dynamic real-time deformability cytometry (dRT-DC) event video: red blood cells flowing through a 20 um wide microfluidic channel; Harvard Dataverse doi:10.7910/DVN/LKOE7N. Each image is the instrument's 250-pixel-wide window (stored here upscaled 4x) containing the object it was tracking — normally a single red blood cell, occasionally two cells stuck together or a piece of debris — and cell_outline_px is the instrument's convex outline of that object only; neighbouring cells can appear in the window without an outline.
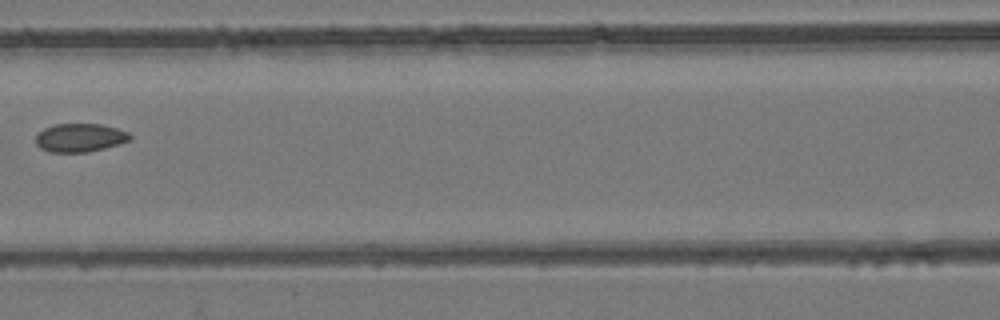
{"species": "common noctule bat (a hibernating species)", "species_latin": "Nyctalus noctula", "temperature_condition": "room temperature", "stored_images_in_passage": 6, "camera_frame_rate_fps": 3000, "um_per_image_px": 0.085, "animal": {"sex": "female", "body_mass_g": 24.6, "forearm_length_mm": 56.2}, "frame": {"image": 1, "passage_image": 6, "time_ms": 1.667, "image_size_px": [1000, 320], "cell_outline_px": [[132, 136], [128, 140], [120, 144], [88, 152], [48, 152], [40, 148], [36, 144], [36, 136], [44, 128], [52, 124], [100, 124], [116, 128], [128, 132]], "centroid_in_image_um": [6.77, 11.7], "position_along_channel_um": 159.8, "area_um2": 15.61}}